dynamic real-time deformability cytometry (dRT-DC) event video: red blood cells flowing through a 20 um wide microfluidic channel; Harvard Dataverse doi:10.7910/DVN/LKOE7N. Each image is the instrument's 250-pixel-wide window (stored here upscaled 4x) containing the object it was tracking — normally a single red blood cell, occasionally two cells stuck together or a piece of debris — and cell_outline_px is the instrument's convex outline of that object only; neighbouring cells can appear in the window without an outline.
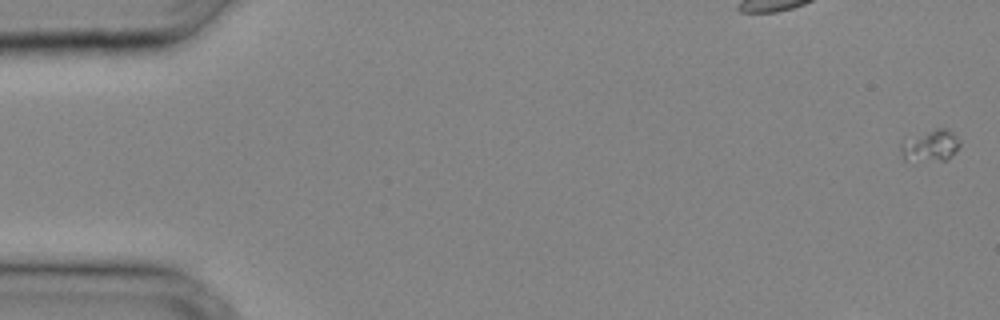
{"species": "common noctule bat (a hibernating species)", "species_latin": "Nyctalus noctula", "temperature_condition": "cold", "stored_images_in_passage": 34, "camera_frame_rate_fps": 3000, "um_per_image_px": 0.085, "animal": {"sex": "male", "body_mass_g": 20.4}, "frame": {"image": 1, "passage_image": 1, "time_ms": 0.0, "image_size_px": [1000, 320], "cell_outline_px": [[960, 144], [948, 160], [904, 160], [900, 152], [900, 144], [936, 128], [948, 128], [960, 140]], "centroid_in_image_um": [79.12, 12.4], "position_along_channel_um": 5.9, "area_um2": 10.46}}